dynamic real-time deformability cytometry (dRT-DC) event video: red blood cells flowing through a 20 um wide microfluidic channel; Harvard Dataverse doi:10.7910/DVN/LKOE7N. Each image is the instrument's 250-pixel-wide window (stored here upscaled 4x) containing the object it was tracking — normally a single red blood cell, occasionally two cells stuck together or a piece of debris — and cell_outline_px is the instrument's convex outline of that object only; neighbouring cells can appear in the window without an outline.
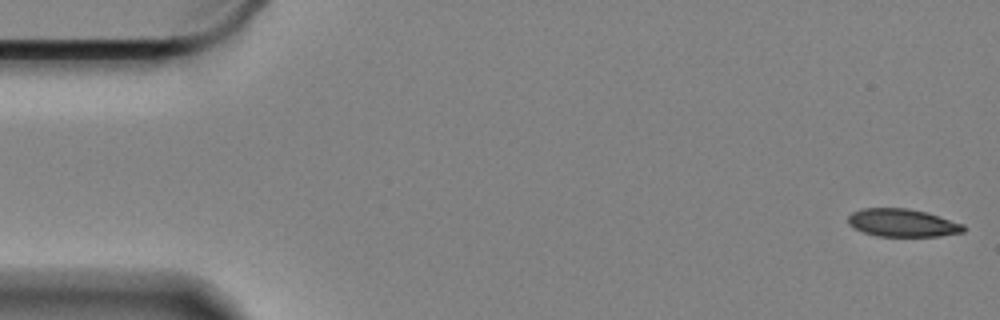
{"species": "Egyptian fruit bat (a non-hibernating species)", "species_latin": "Rousettus aegyptiacus", "temperature_condition": "cold", "stored_images_in_passage": 60, "segment_of_instrument_passage": [1, 2], "camera_frame_rate_fps": 3000, "um_per_image_px": 0.085, "animal": {"sex": "female"}, "frame": {"image": 1, "passage_image": 1, "time_ms": 0.0, "image_size_px": [1000, 320], "cell_outline_px": [[964, 232], [940, 236], [876, 236], [864, 232], [848, 224], [848, 216], [852, 212], [860, 208], [908, 208], [928, 212], [964, 224]], "centroid_in_image_um": [76.71, 18.93], "position_along_channel_um": 8.3, "area_um2": 18.84}}
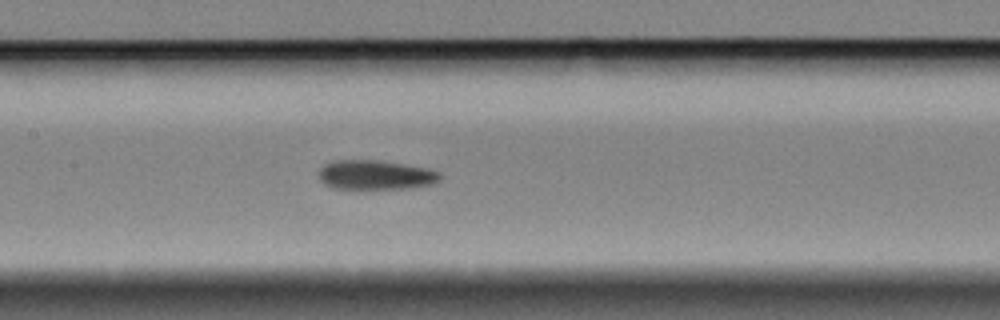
{"frame": {"image": 2, "passage_image": 27, "time_ms": 8.667, "image_size_px": [1000, 320], "cell_outline_px": [[440, 180], [432, 184], [408, 188], [332, 188], [324, 184], [320, 180], [316, 172], [324, 164], [332, 160], [380, 160], [428, 168], [440, 172]], "centroid_in_image_um": [31.88, 14.85], "position_along_channel_um": 175.5, "area_um2": 20.92}}
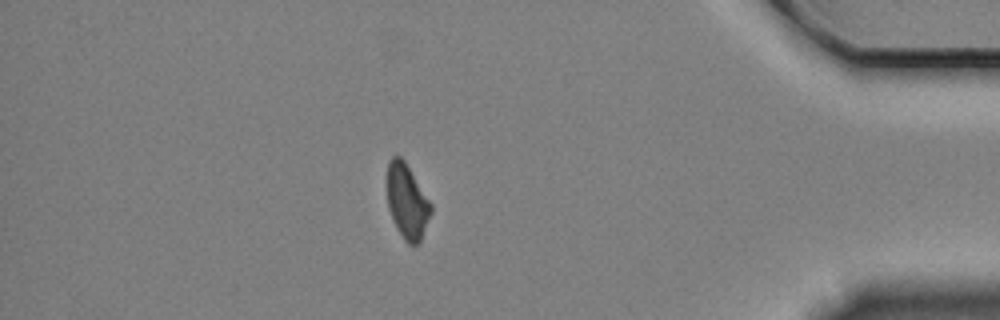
{"frame": {"image": 3, "passage_image": 51, "time_ms": 16.667, "image_size_px": [1000, 320], "cell_outline_px": [[432, 212], [420, 240], [416, 244], [408, 244], [404, 240], [396, 228], [388, 208], [388, 160], [392, 156], [400, 156], [404, 160], [432, 204]], "centroid_in_image_um": [34.6, 17.12], "position_along_channel_um": 400.6, "area_um2": 18.84}}